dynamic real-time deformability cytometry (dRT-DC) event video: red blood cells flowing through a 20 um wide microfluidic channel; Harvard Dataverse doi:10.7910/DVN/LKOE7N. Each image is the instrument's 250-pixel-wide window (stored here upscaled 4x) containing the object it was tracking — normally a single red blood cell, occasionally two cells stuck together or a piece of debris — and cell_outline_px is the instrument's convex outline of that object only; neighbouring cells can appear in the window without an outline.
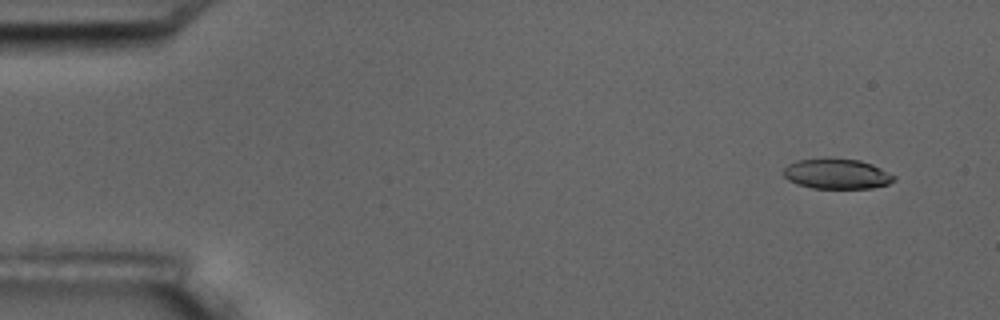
{"species": "common noctule bat (a hibernating species)", "species_latin": "Nyctalus noctula", "temperature_condition": "room temperature", "stored_images_in_passage": 4, "camera_frame_rate_fps": 3000, "um_per_image_px": 0.085, "animal": {"sex": "male", "body_mass_g": 17.5, "forearm_length_mm": 52.3}, "frame": {"image": 1, "passage_image": 2, "time_ms": 1.0, "image_size_px": [1000, 320], "cell_outline_px": [[896, 180], [888, 184], [872, 188], [812, 188], [796, 184], [788, 180], [784, 176], [784, 168], [788, 164], [796, 160], [824, 156], [828, 156], [860, 160], [872, 164], [896, 176]], "centroid_in_image_um": [71.11, 14.74], "position_along_channel_um": 13.9, "area_um2": 20.0}}